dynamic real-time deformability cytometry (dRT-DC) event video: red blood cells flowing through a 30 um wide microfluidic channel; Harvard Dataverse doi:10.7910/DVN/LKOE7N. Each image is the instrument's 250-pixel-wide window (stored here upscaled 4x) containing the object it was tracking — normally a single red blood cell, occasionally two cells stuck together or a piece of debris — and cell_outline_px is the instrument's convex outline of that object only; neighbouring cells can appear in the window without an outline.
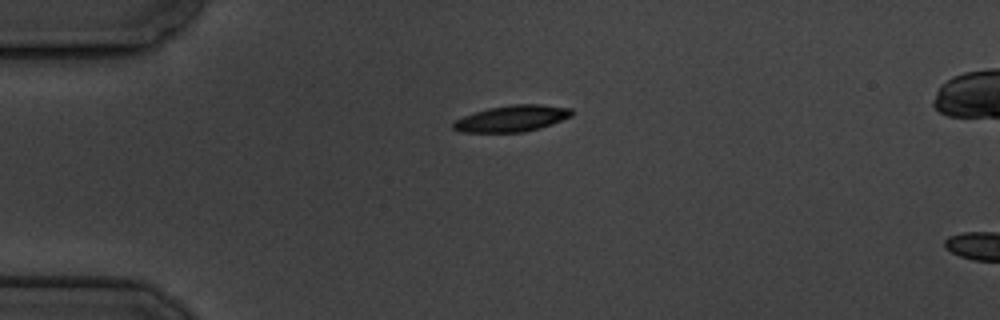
{"species": "common noctule bat (a hibernating species)", "species_latin": "Nyctalus noctula", "temperature_condition": "cold", "stored_images_in_passage": 2, "camera_frame_rate_fps": 3000, "um_per_image_px": 0.085, "animal": {"sex": "male", "body_mass_g": 19.5, "forearm_length_mm": 54.6}, "frame": {"image": 1, "passage_image": 1, "time_ms": 0.0, "image_size_px": [1000, 320], "cell_outline_px": [[572, 116], [552, 124], [540, 128], [524, 132], [460, 132], [452, 128], [452, 124], [456, 120], [464, 116], [488, 108], [512, 104], [540, 104], [572, 108]], "centroid_in_image_um": [43.53, 10.07], "position_along_channel_um": 41.5, "area_um2": 18.15}}